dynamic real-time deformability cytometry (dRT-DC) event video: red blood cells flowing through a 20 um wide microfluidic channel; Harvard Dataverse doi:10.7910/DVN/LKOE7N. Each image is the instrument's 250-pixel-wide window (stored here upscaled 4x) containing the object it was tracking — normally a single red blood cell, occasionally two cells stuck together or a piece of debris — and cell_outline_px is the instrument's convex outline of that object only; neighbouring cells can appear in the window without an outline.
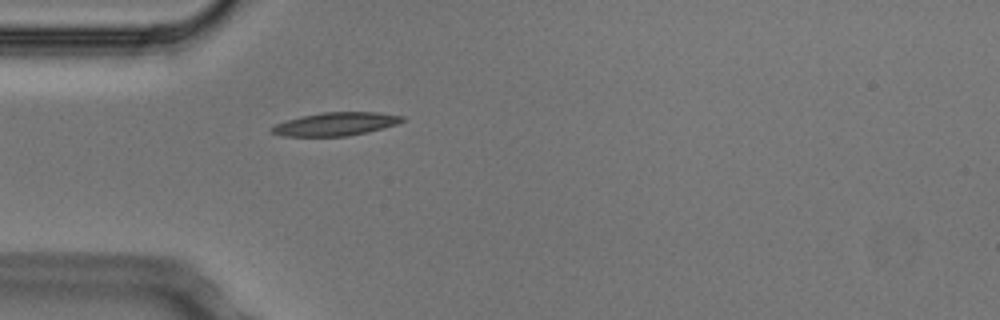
{"species": "Egyptian fruit bat (a non-hibernating species)", "species_latin": "Rousettus aegyptiacus", "temperature_condition": "cold", "stored_images_in_passage": 5, "camera_frame_rate_fps": 3000, "um_per_image_px": 0.085, "animal": {"sex": "male"}, "frame": {"image": 1, "passage_image": 5, "time_ms": 1.333, "image_size_px": [1000, 320], "cell_outline_px": [[404, 120], [396, 124], [368, 132], [348, 136], [280, 136], [268, 132], [268, 128], [276, 124], [300, 116], [324, 112], [376, 112], [404, 116]], "centroid_in_image_um": [28.47, 10.55], "position_along_channel_um": 56.5, "area_um2": 17.74}}